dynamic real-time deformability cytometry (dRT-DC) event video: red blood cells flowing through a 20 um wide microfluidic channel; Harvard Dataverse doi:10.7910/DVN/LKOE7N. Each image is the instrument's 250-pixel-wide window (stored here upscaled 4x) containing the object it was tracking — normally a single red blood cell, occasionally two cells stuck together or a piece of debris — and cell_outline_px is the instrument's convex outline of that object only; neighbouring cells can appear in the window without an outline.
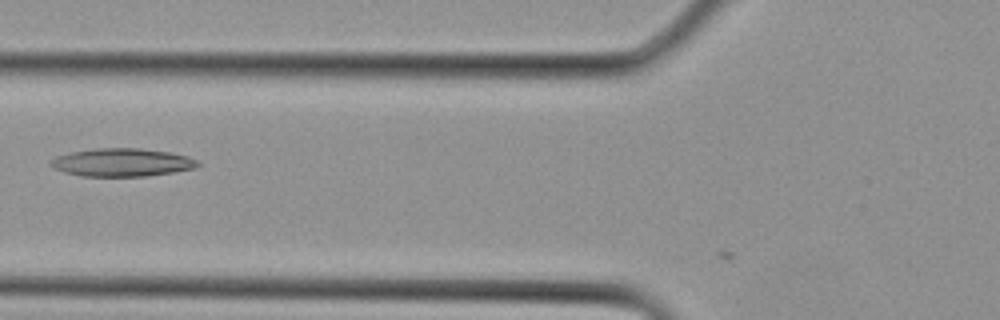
{"species": "Egyptian fruit bat (a non-hibernating species)", "species_latin": "Rousettus aegyptiacus", "temperature_condition": "cold", "stored_images_in_passage": 3, "camera_frame_rate_fps": 3000, "um_per_image_px": 0.085, "animal": {"sex": "female"}, "frame": {"image": 1, "passage_image": 3, "time_ms": 0.667, "image_size_px": [1000, 320], "cell_outline_px": [[200, 164], [196, 168], [148, 176], [80, 176], [64, 172], [48, 164], [48, 160], [56, 156], [72, 152], [96, 148], [140, 148], [168, 152], [188, 156], [196, 160]], "centroid_in_image_um": [10.35, 13.8], "position_along_channel_um": 115.5, "area_um2": 24.04}}